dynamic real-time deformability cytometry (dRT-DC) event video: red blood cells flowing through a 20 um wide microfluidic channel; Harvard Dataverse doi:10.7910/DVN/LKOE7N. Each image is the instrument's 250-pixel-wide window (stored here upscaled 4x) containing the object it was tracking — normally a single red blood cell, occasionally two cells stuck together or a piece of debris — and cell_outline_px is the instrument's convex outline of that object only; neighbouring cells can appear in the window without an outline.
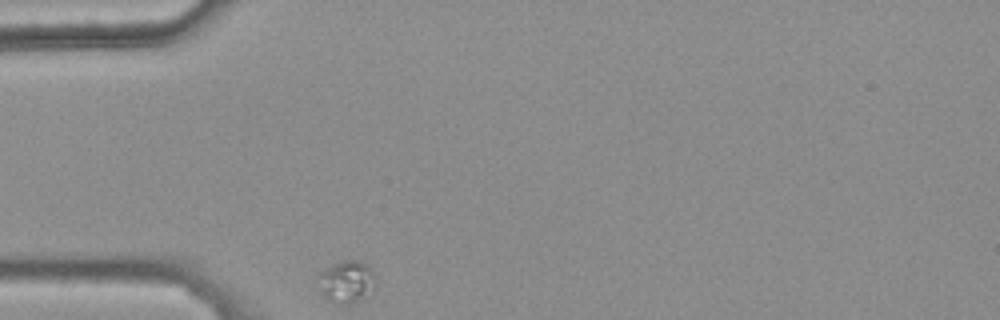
{"species": "common noctule bat (a hibernating species)", "species_latin": "Nyctalus noctula", "temperature_condition": "warm", "stored_images_in_passage": 32, "camera_frame_rate_fps": 3000, "um_per_image_px": 0.085, "animal": {"sex": "female", "body_mass_g": 25.1}, "frame": {"image": 1, "passage_image": 1, "time_ms": 0.0, "image_size_px": [1000, 320], "cell_outline_px": [[372, 288], [356, 300], [348, 304], [328, 300], [324, 296], [316, 276], [320, 272], [332, 264], [344, 260], [356, 260], [364, 264], [372, 272]], "centroid_in_image_um": [29.35, 23.9], "position_along_channel_um": 55.6, "area_um2": 13.18}}